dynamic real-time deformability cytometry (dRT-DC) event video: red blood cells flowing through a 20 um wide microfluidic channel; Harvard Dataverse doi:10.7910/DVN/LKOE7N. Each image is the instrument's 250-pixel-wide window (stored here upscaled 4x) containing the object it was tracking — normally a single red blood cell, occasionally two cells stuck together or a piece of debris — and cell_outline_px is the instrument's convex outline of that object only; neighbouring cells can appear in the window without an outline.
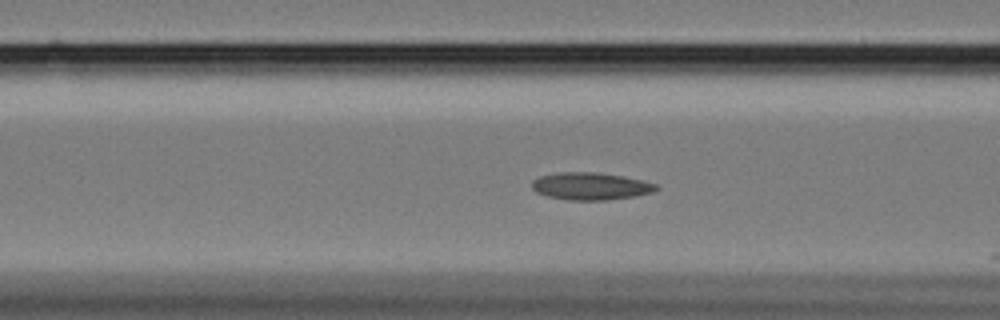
{"species": "Egyptian fruit bat (a non-hibernating species)", "species_latin": "Rousettus aegyptiacus", "temperature_condition": "cold", "stored_images_in_passage": 14, "camera_frame_rate_fps": 3000, "um_per_image_px": 0.085, "animal": {"sex": "female"}, "frame": {"image": 1, "passage_image": 13, "time_ms": 4.0, "image_size_px": [1000, 320], "cell_outline_px": [[660, 188], [652, 192], [636, 196], [608, 200], [568, 200], [548, 196], [536, 192], [532, 188], [532, 180], [540, 176], [560, 172], [596, 172], [624, 176], [644, 180], [656, 184]], "centroid_in_image_um": [50.23, 15.82], "position_along_channel_um": 116.4, "area_um2": 19.94}}